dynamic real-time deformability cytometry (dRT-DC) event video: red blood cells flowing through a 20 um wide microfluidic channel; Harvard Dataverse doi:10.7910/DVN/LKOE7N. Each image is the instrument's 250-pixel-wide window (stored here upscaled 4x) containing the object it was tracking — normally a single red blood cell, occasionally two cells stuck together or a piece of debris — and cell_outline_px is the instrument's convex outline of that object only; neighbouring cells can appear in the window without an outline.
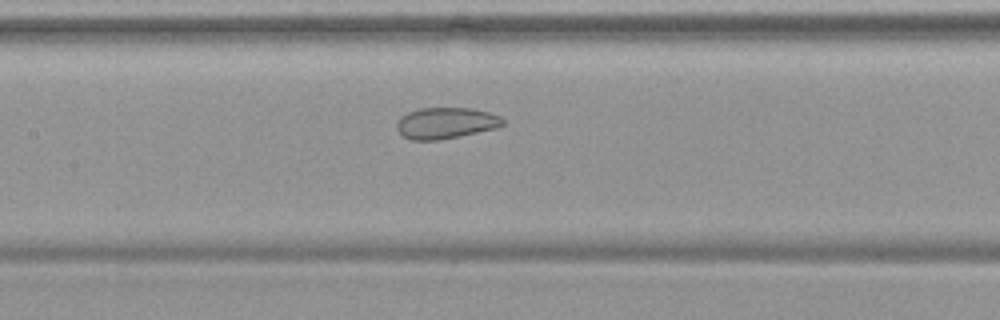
{"species": "common noctule bat (a hibernating species)", "species_latin": "Nyctalus noctula", "temperature_condition": "warm", "stored_images_in_passage": 45, "camera_frame_rate_fps": 3000, "um_per_image_px": 0.085, "animal": {"sex": "female", "body_mass_g": 19.9}, "frame": {"image": 1, "passage_image": 24, "time_ms": 7.667, "image_size_px": [1000, 320], "cell_outline_px": [[504, 124], [496, 128], [460, 136], [440, 140], [412, 140], [404, 136], [396, 128], [396, 124], [400, 116], [408, 112], [420, 108], [472, 108], [488, 112], [500, 116], [504, 120]], "centroid_in_image_um": [37.89, 10.46], "position_along_channel_um": 169.5, "area_um2": 19.31}}
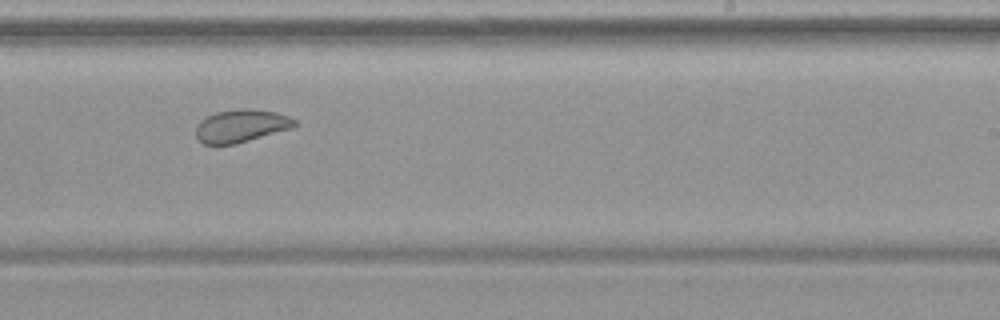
{"frame": {"image": 2, "passage_image": 32, "time_ms": 10.333, "image_size_px": [1000, 320], "cell_outline_px": [[296, 128], [236, 144], [204, 144], [196, 136], [196, 128], [200, 120], [216, 112], [244, 108], [248, 108], [276, 112], [288, 116], [296, 120]], "centroid_in_image_um": [20.55, 10.7], "position_along_channel_um": 268.4, "area_um2": 19.02}}
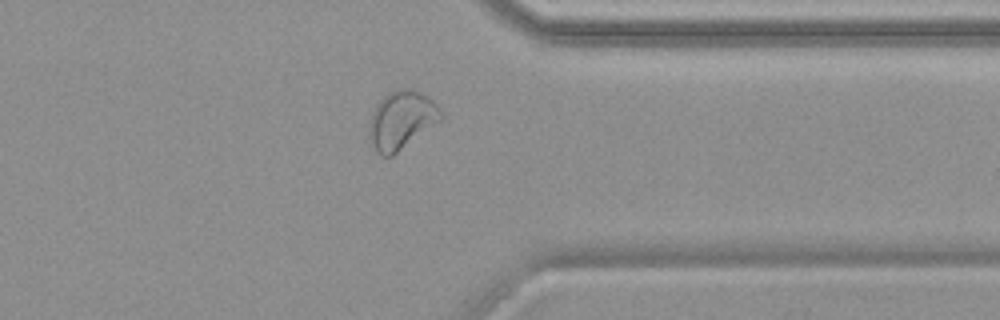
{"frame": {"image": 3, "passage_image": 41, "time_ms": 13.333, "image_size_px": [1000, 320], "cell_outline_px": [[444, 116], [440, 120], [392, 156], [380, 156], [376, 152], [368, 136], [368, 124], [372, 112], [376, 104], [388, 92], [400, 88], [412, 88], [428, 96], [440, 108]], "centroid_in_image_um": [34.09, 10.19], "position_along_channel_um": 377.3, "area_um2": 24.39}, "authors_computed_cell_mechanics": {"area_um2": 21.7328, "velocity_mm_per_s": 3.7418, "shape_relaxation_time_tau1_ms": null, "shape_relaxation_time_tau2_ms": 1.5575, "deformation_change_tau1": null, "deformation_change_tau2": 0.0612}}